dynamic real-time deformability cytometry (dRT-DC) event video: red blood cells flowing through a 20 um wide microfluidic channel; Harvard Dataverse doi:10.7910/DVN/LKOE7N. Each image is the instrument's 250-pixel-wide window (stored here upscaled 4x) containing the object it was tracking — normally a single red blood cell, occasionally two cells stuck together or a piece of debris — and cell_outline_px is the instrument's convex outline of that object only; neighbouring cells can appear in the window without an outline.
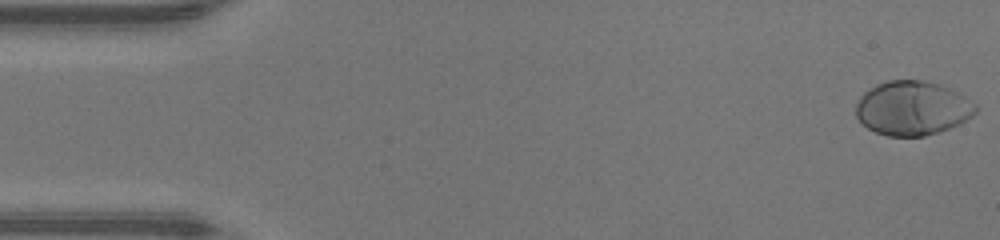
{"species": "human", "species_latin": "Homo sapiens", "temperature_condition": "warm", "stored_images_in_passage": 10, "camera_frame_rate_fps": 3000, "um_per_image_px": 0.085, "donor": {"sex": "male"}, "frame": {"image": 1, "passage_image": 1, "time_ms": 0.0, "image_size_px": [1000, 240], "cell_outline_px": [[980, 108], [972, 116], [960, 124], [924, 136], [888, 136], [876, 132], [868, 128], [856, 116], [856, 104], [860, 96], [864, 92], [876, 84], [888, 80], [924, 80], [940, 84], [956, 92], [976, 104]], "centroid_in_image_um": [77.56, 9.19], "position_along_channel_um": 7.4, "area_um2": 37.74}}